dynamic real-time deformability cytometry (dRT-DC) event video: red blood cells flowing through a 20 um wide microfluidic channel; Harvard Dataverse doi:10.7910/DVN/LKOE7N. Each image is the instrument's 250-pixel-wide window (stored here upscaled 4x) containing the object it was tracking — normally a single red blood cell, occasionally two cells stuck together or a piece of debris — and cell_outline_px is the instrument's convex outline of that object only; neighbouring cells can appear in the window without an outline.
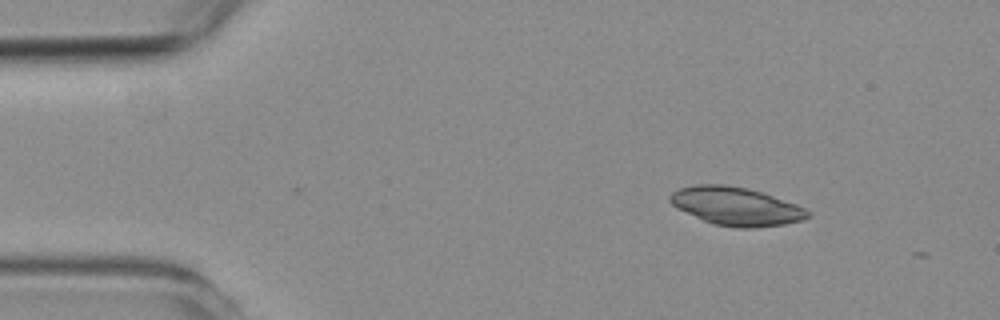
{"species": "common noctule bat (a hibernating species)", "species_latin": "Nyctalus noctula", "temperature_condition": "room temperature", "stored_images_in_passage": 4, "camera_frame_rate_fps": 3000, "um_per_image_px": 0.085, "animal": {"sex": "female", "body_mass_g": 19.3, "forearm_length_mm": 54.1}, "frame": {"image": 1, "passage_image": 1, "time_ms": 0.0, "image_size_px": [1000, 320], "cell_outline_px": [[812, 212], [804, 220], [784, 224], [756, 228], [736, 228], [712, 224], [676, 208], [668, 200], [668, 196], [672, 192], [680, 188], [696, 184], [724, 184], [748, 188], [796, 204]], "centroid_in_image_um": [62.54, 17.54], "position_along_channel_um": 22.5, "area_um2": 30.81}}